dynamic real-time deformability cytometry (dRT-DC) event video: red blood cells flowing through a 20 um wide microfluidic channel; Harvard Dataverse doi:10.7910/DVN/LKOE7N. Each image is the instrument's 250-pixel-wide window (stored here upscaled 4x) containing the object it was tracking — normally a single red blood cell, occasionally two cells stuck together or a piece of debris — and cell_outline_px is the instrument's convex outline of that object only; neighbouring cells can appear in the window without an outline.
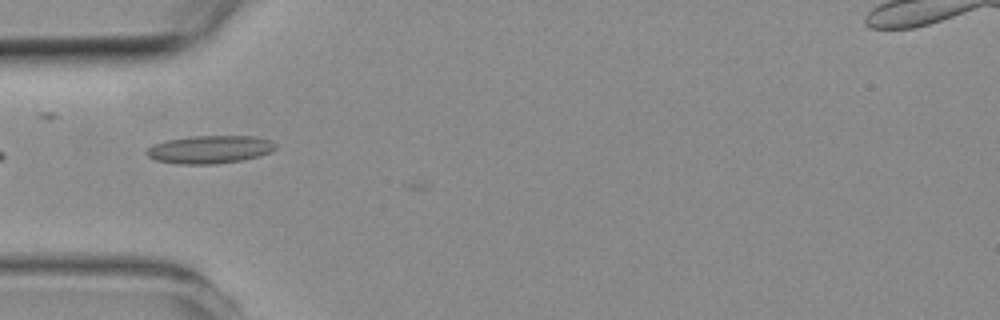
{"species": "common noctule bat (a hibernating species)", "species_latin": "Nyctalus noctula", "temperature_condition": "room temperature", "stored_images_in_passage": 2, "camera_frame_rate_fps": 3000, "um_per_image_px": 0.085, "animal": {"sex": "female", "body_mass_g": 19.3, "forearm_length_mm": 54.1}, "frame": {"image": 1, "passage_image": 2, "time_ms": 1.333, "image_size_px": [1000, 320], "cell_outline_px": [[276, 148], [272, 152], [260, 156], [244, 160], [212, 164], [180, 164], [156, 160], [148, 156], [144, 152], [152, 144], [168, 140], [192, 136], [256, 136], [272, 140], [276, 144]], "centroid_in_image_um": [17.87, 12.7], "position_along_channel_um": 67.1, "area_um2": 21.15}}